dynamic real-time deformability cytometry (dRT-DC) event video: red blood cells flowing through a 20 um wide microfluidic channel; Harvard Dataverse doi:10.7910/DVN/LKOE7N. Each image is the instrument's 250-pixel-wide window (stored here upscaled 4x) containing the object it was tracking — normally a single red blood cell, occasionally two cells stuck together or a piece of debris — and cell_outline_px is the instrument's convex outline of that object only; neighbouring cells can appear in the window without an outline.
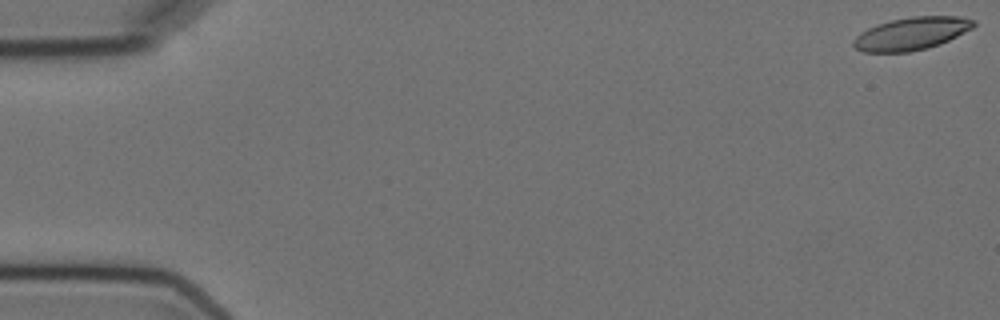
{"species": "Egyptian fruit bat (a non-hibernating species)", "species_latin": "Rousettus aegyptiacus", "temperature_condition": "cold", "stored_images_in_passage": 5, "camera_frame_rate_fps": 3000, "um_per_image_px": 0.085, "animal": {"sex": "female"}, "frame": {"image": 1, "passage_image": 1, "time_ms": 0.0, "image_size_px": [1000, 320], "cell_outline_px": [[976, 24], [972, 28], [940, 44], [928, 48], [908, 52], [864, 52], [856, 48], [852, 44], [852, 40], [860, 32], [876, 24], [892, 20], [912, 16], [956, 16], [976, 20]], "centroid_in_image_um": [77.45, 2.85], "position_along_channel_um": 7.5, "area_um2": 22.89}}
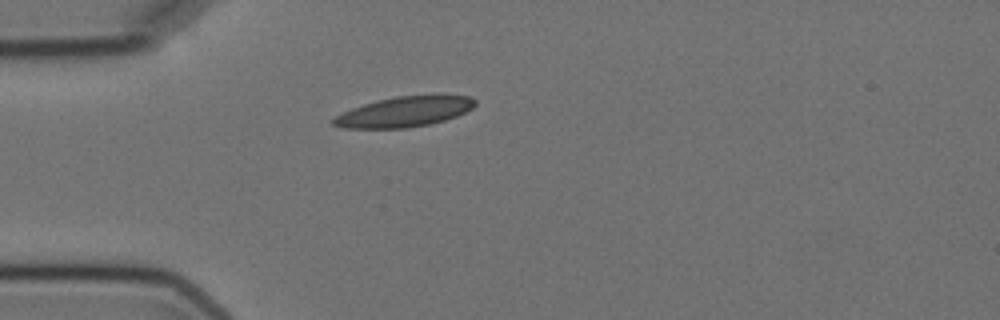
{"frame": {"image": 2, "passage_image": 4, "time_ms": 5.0, "image_size_px": [1000, 320], "cell_outline_px": [[476, 104], [472, 108], [456, 116], [444, 120], [428, 124], [404, 128], [344, 128], [332, 124], [332, 120], [336, 116], [352, 108], [376, 100], [396, 96], [472, 96], [476, 100]], "centroid_in_image_um": [34.35, 9.5], "position_along_channel_um": 50.6, "area_um2": 24.51}}